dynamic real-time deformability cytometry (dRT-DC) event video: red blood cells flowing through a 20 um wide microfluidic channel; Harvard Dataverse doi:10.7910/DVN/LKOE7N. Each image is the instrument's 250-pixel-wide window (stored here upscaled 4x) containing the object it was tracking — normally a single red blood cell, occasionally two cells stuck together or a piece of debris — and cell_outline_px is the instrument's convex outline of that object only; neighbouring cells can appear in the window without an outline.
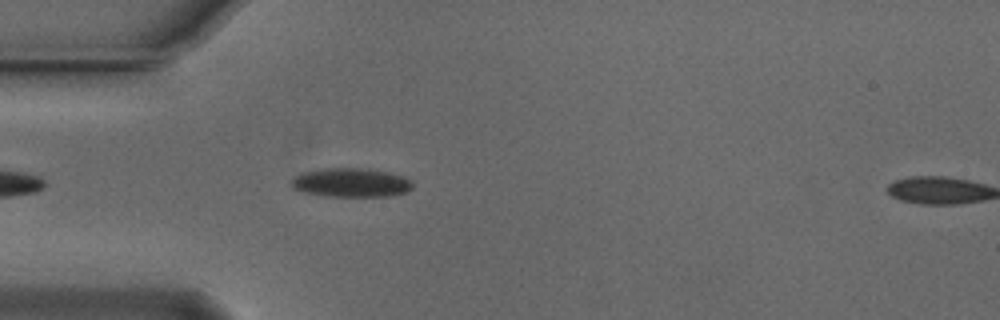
{"species": "Egyptian fruit bat (a non-hibernating species)", "species_latin": "Rousettus aegyptiacus", "temperature_condition": "cold", "stored_images_in_passage": 6, "camera_frame_rate_fps": 3000, "um_per_image_px": 0.085, "animal": {"sex": "male"}, "frame": {"image": 1, "passage_image": 5, "time_ms": 1.333, "image_size_px": [1000, 320], "cell_outline_px": [[412, 188], [404, 192], [388, 196], [324, 196], [304, 192], [292, 188], [292, 180], [296, 176], [304, 172], [324, 168], [360, 168], [388, 172], [404, 176], [412, 180]], "centroid_in_image_um": [29.85, 15.52], "position_along_channel_um": 55.2, "area_um2": 20.29}}